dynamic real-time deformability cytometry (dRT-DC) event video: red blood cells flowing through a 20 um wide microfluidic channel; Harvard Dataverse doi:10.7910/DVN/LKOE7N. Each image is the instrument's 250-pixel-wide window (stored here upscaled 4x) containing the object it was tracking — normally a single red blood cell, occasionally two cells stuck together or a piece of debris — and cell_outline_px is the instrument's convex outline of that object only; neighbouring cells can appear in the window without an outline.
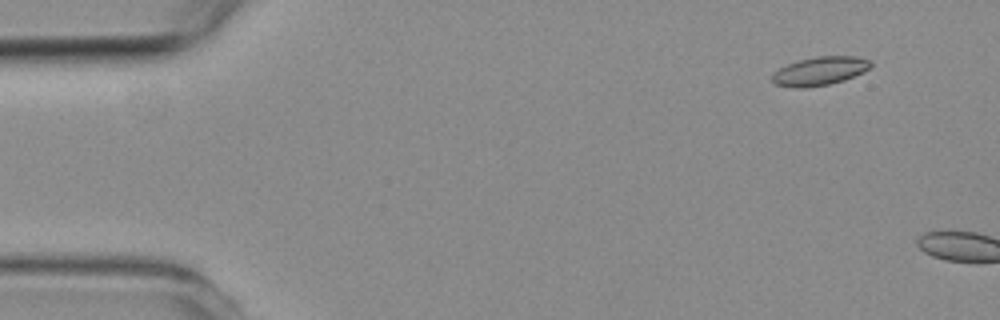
{"species": "common noctule bat (a hibernating species)", "species_latin": "Nyctalus noctula", "temperature_condition": "room temperature", "stored_images_in_passage": 2, "camera_frame_rate_fps": 3000, "um_per_image_px": 0.085, "animal": {"sex": "female", "body_mass_g": 19.3, "forearm_length_mm": 54.1}, "frame": {"image": 1, "passage_image": 1, "time_ms": 0.0, "image_size_px": [1000, 320], "cell_outline_px": [[872, 64], [864, 72], [844, 80], [828, 84], [808, 88], [792, 88], [776, 84], [772, 80], [772, 76], [780, 68], [788, 64], [800, 60], [816, 56], [856, 56], [872, 60]], "centroid_in_image_um": [69.71, 6.04], "position_along_channel_um": 15.3, "area_um2": 16.36}}